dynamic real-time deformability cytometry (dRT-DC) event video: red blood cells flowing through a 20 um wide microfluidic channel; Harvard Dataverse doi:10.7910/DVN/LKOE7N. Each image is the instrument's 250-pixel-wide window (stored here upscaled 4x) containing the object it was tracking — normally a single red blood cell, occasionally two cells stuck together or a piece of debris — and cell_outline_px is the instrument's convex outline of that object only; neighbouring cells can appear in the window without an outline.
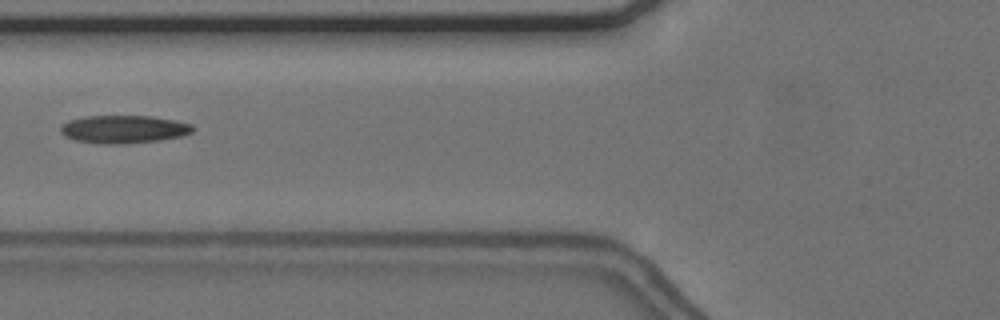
{"species": "common noctule bat (a hibernating species)", "species_latin": "Nyctalus noctula", "temperature_condition": "cold", "stored_images_in_passage": 11, "camera_frame_rate_fps": 3000, "um_per_image_px": 0.085, "animal": {"sex": "female", "body_mass_g": 24.6, "forearm_length_mm": 56.2}, "frame": {"image": 1, "passage_image": 3, "time_ms": 0.667, "image_size_px": [1000, 320], "cell_outline_px": [[196, 128], [192, 132], [180, 136], [160, 140], [124, 144], [100, 144], [76, 140], [64, 136], [60, 132], [60, 124], [68, 120], [84, 116], [152, 116], [176, 120], [192, 124]], "centroid_in_image_um": [10.5, 10.98], "position_along_channel_um": 115.3, "area_um2": 21.79}}
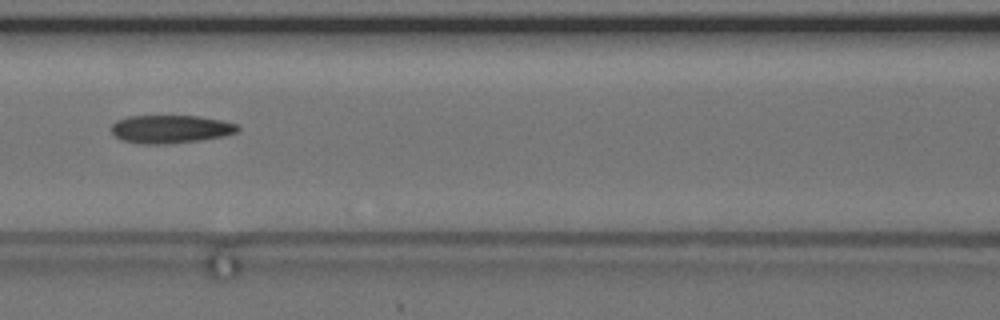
{"frame": {"image": 2, "passage_image": 6, "time_ms": 1.667, "image_size_px": [1000, 320], "cell_outline_px": [[240, 128], [236, 132], [224, 136], [168, 144], [140, 144], [124, 140], [116, 136], [112, 132], [112, 124], [116, 120], [128, 116], [200, 116], [220, 120], [236, 124]], "centroid_in_image_um": [14.48, 10.97], "position_along_channel_um": 152.1, "area_um2": 20.52}}